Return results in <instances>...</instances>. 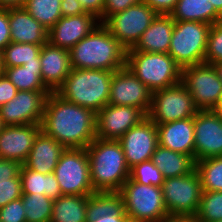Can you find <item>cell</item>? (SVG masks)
<instances>
[{"label":"cell","instance_id":"cell-43","mask_svg":"<svg viewBox=\"0 0 222 222\" xmlns=\"http://www.w3.org/2000/svg\"><path fill=\"white\" fill-rule=\"evenodd\" d=\"M8 8H0V51L11 42Z\"/></svg>","mask_w":222,"mask_h":222},{"label":"cell","instance_id":"cell-24","mask_svg":"<svg viewBox=\"0 0 222 222\" xmlns=\"http://www.w3.org/2000/svg\"><path fill=\"white\" fill-rule=\"evenodd\" d=\"M65 149L62 144L41 130L23 165L41 174L53 173Z\"/></svg>","mask_w":222,"mask_h":222},{"label":"cell","instance_id":"cell-40","mask_svg":"<svg viewBox=\"0 0 222 222\" xmlns=\"http://www.w3.org/2000/svg\"><path fill=\"white\" fill-rule=\"evenodd\" d=\"M21 166L19 162L0 159V183H11V178L20 177Z\"/></svg>","mask_w":222,"mask_h":222},{"label":"cell","instance_id":"cell-4","mask_svg":"<svg viewBox=\"0 0 222 222\" xmlns=\"http://www.w3.org/2000/svg\"><path fill=\"white\" fill-rule=\"evenodd\" d=\"M112 75L113 72L107 70L72 68L56 93L97 113L108 104Z\"/></svg>","mask_w":222,"mask_h":222},{"label":"cell","instance_id":"cell-50","mask_svg":"<svg viewBox=\"0 0 222 222\" xmlns=\"http://www.w3.org/2000/svg\"><path fill=\"white\" fill-rule=\"evenodd\" d=\"M215 68L219 79L222 81V62L212 64Z\"/></svg>","mask_w":222,"mask_h":222},{"label":"cell","instance_id":"cell-5","mask_svg":"<svg viewBox=\"0 0 222 222\" xmlns=\"http://www.w3.org/2000/svg\"><path fill=\"white\" fill-rule=\"evenodd\" d=\"M126 67L152 92L181 82L182 68L168 53L126 51Z\"/></svg>","mask_w":222,"mask_h":222},{"label":"cell","instance_id":"cell-52","mask_svg":"<svg viewBox=\"0 0 222 222\" xmlns=\"http://www.w3.org/2000/svg\"><path fill=\"white\" fill-rule=\"evenodd\" d=\"M125 222H144V221H141V220H137V219H133V218H130L128 217Z\"/></svg>","mask_w":222,"mask_h":222},{"label":"cell","instance_id":"cell-8","mask_svg":"<svg viewBox=\"0 0 222 222\" xmlns=\"http://www.w3.org/2000/svg\"><path fill=\"white\" fill-rule=\"evenodd\" d=\"M53 173L62 195L90 196L95 192L86 148H66Z\"/></svg>","mask_w":222,"mask_h":222},{"label":"cell","instance_id":"cell-42","mask_svg":"<svg viewBox=\"0 0 222 222\" xmlns=\"http://www.w3.org/2000/svg\"><path fill=\"white\" fill-rule=\"evenodd\" d=\"M18 89L4 74H0V107L17 95Z\"/></svg>","mask_w":222,"mask_h":222},{"label":"cell","instance_id":"cell-19","mask_svg":"<svg viewBox=\"0 0 222 222\" xmlns=\"http://www.w3.org/2000/svg\"><path fill=\"white\" fill-rule=\"evenodd\" d=\"M41 124L4 126L0 132V159H8L24 164L33 147Z\"/></svg>","mask_w":222,"mask_h":222},{"label":"cell","instance_id":"cell-36","mask_svg":"<svg viewBox=\"0 0 222 222\" xmlns=\"http://www.w3.org/2000/svg\"><path fill=\"white\" fill-rule=\"evenodd\" d=\"M130 178L142 185L161 187L164 182L162 172L151 161H144L130 169Z\"/></svg>","mask_w":222,"mask_h":222},{"label":"cell","instance_id":"cell-11","mask_svg":"<svg viewBox=\"0 0 222 222\" xmlns=\"http://www.w3.org/2000/svg\"><path fill=\"white\" fill-rule=\"evenodd\" d=\"M199 110L193 97L180 82L153 92L148 117L156 124L169 123L194 117Z\"/></svg>","mask_w":222,"mask_h":222},{"label":"cell","instance_id":"cell-53","mask_svg":"<svg viewBox=\"0 0 222 222\" xmlns=\"http://www.w3.org/2000/svg\"><path fill=\"white\" fill-rule=\"evenodd\" d=\"M3 73L2 69V58H1V51H0V74Z\"/></svg>","mask_w":222,"mask_h":222},{"label":"cell","instance_id":"cell-51","mask_svg":"<svg viewBox=\"0 0 222 222\" xmlns=\"http://www.w3.org/2000/svg\"><path fill=\"white\" fill-rule=\"evenodd\" d=\"M213 111L222 115V94L220 96V99H219V102H218L217 106L215 107V109Z\"/></svg>","mask_w":222,"mask_h":222},{"label":"cell","instance_id":"cell-38","mask_svg":"<svg viewBox=\"0 0 222 222\" xmlns=\"http://www.w3.org/2000/svg\"><path fill=\"white\" fill-rule=\"evenodd\" d=\"M23 209L21 198L9 202L6 206L0 208V222H26Z\"/></svg>","mask_w":222,"mask_h":222},{"label":"cell","instance_id":"cell-35","mask_svg":"<svg viewBox=\"0 0 222 222\" xmlns=\"http://www.w3.org/2000/svg\"><path fill=\"white\" fill-rule=\"evenodd\" d=\"M193 218L196 222L222 220V191H203L198 211Z\"/></svg>","mask_w":222,"mask_h":222},{"label":"cell","instance_id":"cell-15","mask_svg":"<svg viewBox=\"0 0 222 222\" xmlns=\"http://www.w3.org/2000/svg\"><path fill=\"white\" fill-rule=\"evenodd\" d=\"M128 167L151 160L159 145L156 124L147 116L118 139Z\"/></svg>","mask_w":222,"mask_h":222},{"label":"cell","instance_id":"cell-48","mask_svg":"<svg viewBox=\"0 0 222 222\" xmlns=\"http://www.w3.org/2000/svg\"><path fill=\"white\" fill-rule=\"evenodd\" d=\"M162 222H196L193 217H169Z\"/></svg>","mask_w":222,"mask_h":222},{"label":"cell","instance_id":"cell-49","mask_svg":"<svg viewBox=\"0 0 222 222\" xmlns=\"http://www.w3.org/2000/svg\"><path fill=\"white\" fill-rule=\"evenodd\" d=\"M215 10L222 16V0H209Z\"/></svg>","mask_w":222,"mask_h":222},{"label":"cell","instance_id":"cell-20","mask_svg":"<svg viewBox=\"0 0 222 222\" xmlns=\"http://www.w3.org/2000/svg\"><path fill=\"white\" fill-rule=\"evenodd\" d=\"M42 82L50 92H56L64 83L72 67L69 50L44 44L40 50Z\"/></svg>","mask_w":222,"mask_h":222},{"label":"cell","instance_id":"cell-41","mask_svg":"<svg viewBox=\"0 0 222 222\" xmlns=\"http://www.w3.org/2000/svg\"><path fill=\"white\" fill-rule=\"evenodd\" d=\"M142 0H104L103 22L113 14L122 12Z\"/></svg>","mask_w":222,"mask_h":222},{"label":"cell","instance_id":"cell-33","mask_svg":"<svg viewBox=\"0 0 222 222\" xmlns=\"http://www.w3.org/2000/svg\"><path fill=\"white\" fill-rule=\"evenodd\" d=\"M62 0H26L25 10L47 30L52 28L62 17L60 3Z\"/></svg>","mask_w":222,"mask_h":222},{"label":"cell","instance_id":"cell-12","mask_svg":"<svg viewBox=\"0 0 222 222\" xmlns=\"http://www.w3.org/2000/svg\"><path fill=\"white\" fill-rule=\"evenodd\" d=\"M157 15L142 1L111 15L102 24L126 50H129L136 45Z\"/></svg>","mask_w":222,"mask_h":222},{"label":"cell","instance_id":"cell-16","mask_svg":"<svg viewBox=\"0 0 222 222\" xmlns=\"http://www.w3.org/2000/svg\"><path fill=\"white\" fill-rule=\"evenodd\" d=\"M146 117L137 107L107 104L96 113V138L118 140Z\"/></svg>","mask_w":222,"mask_h":222},{"label":"cell","instance_id":"cell-39","mask_svg":"<svg viewBox=\"0 0 222 222\" xmlns=\"http://www.w3.org/2000/svg\"><path fill=\"white\" fill-rule=\"evenodd\" d=\"M22 197L21 177L11 178V183H0V208Z\"/></svg>","mask_w":222,"mask_h":222},{"label":"cell","instance_id":"cell-14","mask_svg":"<svg viewBox=\"0 0 222 222\" xmlns=\"http://www.w3.org/2000/svg\"><path fill=\"white\" fill-rule=\"evenodd\" d=\"M152 97L153 92L127 67L113 72L108 104L137 107L148 115Z\"/></svg>","mask_w":222,"mask_h":222},{"label":"cell","instance_id":"cell-22","mask_svg":"<svg viewBox=\"0 0 222 222\" xmlns=\"http://www.w3.org/2000/svg\"><path fill=\"white\" fill-rule=\"evenodd\" d=\"M156 126L160 146L194 158V117Z\"/></svg>","mask_w":222,"mask_h":222},{"label":"cell","instance_id":"cell-17","mask_svg":"<svg viewBox=\"0 0 222 222\" xmlns=\"http://www.w3.org/2000/svg\"><path fill=\"white\" fill-rule=\"evenodd\" d=\"M222 156V115L198 111L194 116V159Z\"/></svg>","mask_w":222,"mask_h":222},{"label":"cell","instance_id":"cell-31","mask_svg":"<svg viewBox=\"0 0 222 222\" xmlns=\"http://www.w3.org/2000/svg\"><path fill=\"white\" fill-rule=\"evenodd\" d=\"M43 45L10 42L1 52L2 69L22 66L25 63L40 62Z\"/></svg>","mask_w":222,"mask_h":222},{"label":"cell","instance_id":"cell-34","mask_svg":"<svg viewBox=\"0 0 222 222\" xmlns=\"http://www.w3.org/2000/svg\"><path fill=\"white\" fill-rule=\"evenodd\" d=\"M203 191H222V156L196 161Z\"/></svg>","mask_w":222,"mask_h":222},{"label":"cell","instance_id":"cell-2","mask_svg":"<svg viewBox=\"0 0 222 222\" xmlns=\"http://www.w3.org/2000/svg\"><path fill=\"white\" fill-rule=\"evenodd\" d=\"M126 51L109 30L100 23L69 50L71 67L118 71L126 67Z\"/></svg>","mask_w":222,"mask_h":222},{"label":"cell","instance_id":"cell-30","mask_svg":"<svg viewBox=\"0 0 222 222\" xmlns=\"http://www.w3.org/2000/svg\"><path fill=\"white\" fill-rule=\"evenodd\" d=\"M87 196L61 195L54 199L50 222H87Z\"/></svg>","mask_w":222,"mask_h":222},{"label":"cell","instance_id":"cell-29","mask_svg":"<svg viewBox=\"0 0 222 222\" xmlns=\"http://www.w3.org/2000/svg\"><path fill=\"white\" fill-rule=\"evenodd\" d=\"M3 73L18 91H49L42 82L41 62H30L22 66L5 68Z\"/></svg>","mask_w":222,"mask_h":222},{"label":"cell","instance_id":"cell-54","mask_svg":"<svg viewBox=\"0 0 222 222\" xmlns=\"http://www.w3.org/2000/svg\"><path fill=\"white\" fill-rule=\"evenodd\" d=\"M4 124H3V122H2V119L0 118V132H1V130L4 128Z\"/></svg>","mask_w":222,"mask_h":222},{"label":"cell","instance_id":"cell-18","mask_svg":"<svg viewBox=\"0 0 222 222\" xmlns=\"http://www.w3.org/2000/svg\"><path fill=\"white\" fill-rule=\"evenodd\" d=\"M99 24V19L87 12L78 16L61 17L48 30L47 42L52 46L70 50Z\"/></svg>","mask_w":222,"mask_h":222},{"label":"cell","instance_id":"cell-44","mask_svg":"<svg viewBox=\"0 0 222 222\" xmlns=\"http://www.w3.org/2000/svg\"><path fill=\"white\" fill-rule=\"evenodd\" d=\"M157 14L170 15L178 0H142Z\"/></svg>","mask_w":222,"mask_h":222},{"label":"cell","instance_id":"cell-6","mask_svg":"<svg viewBox=\"0 0 222 222\" xmlns=\"http://www.w3.org/2000/svg\"><path fill=\"white\" fill-rule=\"evenodd\" d=\"M210 28L208 23L175 21L168 54L181 68L205 62Z\"/></svg>","mask_w":222,"mask_h":222},{"label":"cell","instance_id":"cell-46","mask_svg":"<svg viewBox=\"0 0 222 222\" xmlns=\"http://www.w3.org/2000/svg\"><path fill=\"white\" fill-rule=\"evenodd\" d=\"M60 8L62 17L78 16L86 13L78 0H62Z\"/></svg>","mask_w":222,"mask_h":222},{"label":"cell","instance_id":"cell-9","mask_svg":"<svg viewBox=\"0 0 222 222\" xmlns=\"http://www.w3.org/2000/svg\"><path fill=\"white\" fill-rule=\"evenodd\" d=\"M161 189L169 217L196 215L203 192L196 169L188 175L165 178Z\"/></svg>","mask_w":222,"mask_h":222},{"label":"cell","instance_id":"cell-10","mask_svg":"<svg viewBox=\"0 0 222 222\" xmlns=\"http://www.w3.org/2000/svg\"><path fill=\"white\" fill-rule=\"evenodd\" d=\"M181 83L199 111L215 109L222 94V81L212 64L203 62L182 68Z\"/></svg>","mask_w":222,"mask_h":222},{"label":"cell","instance_id":"cell-3","mask_svg":"<svg viewBox=\"0 0 222 222\" xmlns=\"http://www.w3.org/2000/svg\"><path fill=\"white\" fill-rule=\"evenodd\" d=\"M86 150L95 192H119L130 177V168L119 141L95 138Z\"/></svg>","mask_w":222,"mask_h":222},{"label":"cell","instance_id":"cell-27","mask_svg":"<svg viewBox=\"0 0 222 222\" xmlns=\"http://www.w3.org/2000/svg\"><path fill=\"white\" fill-rule=\"evenodd\" d=\"M170 16L174 21L203 22L213 25L222 20L209 0H178Z\"/></svg>","mask_w":222,"mask_h":222},{"label":"cell","instance_id":"cell-32","mask_svg":"<svg viewBox=\"0 0 222 222\" xmlns=\"http://www.w3.org/2000/svg\"><path fill=\"white\" fill-rule=\"evenodd\" d=\"M26 222H50L54 199L44 194L22 193Z\"/></svg>","mask_w":222,"mask_h":222},{"label":"cell","instance_id":"cell-25","mask_svg":"<svg viewBox=\"0 0 222 222\" xmlns=\"http://www.w3.org/2000/svg\"><path fill=\"white\" fill-rule=\"evenodd\" d=\"M174 24L170 15L158 14L136 45L127 51L168 53Z\"/></svg>","mask_w":222,"mask_h":222},{"label":"cell","instance_id":"cell-26","mask_svg":"<svg viewBox=\"0 0 222 222\" xmlns=\"http://www.w3.org/2000/svg\"><path fill=\"white\" fill-rule=\"evenodd\" d=\"M151 161L162 172L164 178L188 175L196 169L191 155L175 152L160 145L154 151Z\"/></svg>","mask_w":222,"mask_h":222},{"label":"cell","instance_id":"cell-1","mask_svg":"<svg viewBox=\"0 0 222 222\" xmlns=\"http://www.w3.org/2000/svg\"><path fill=\"white\" fill-rule=\"evenodd\" d=\"M41 130L65 148H87L96 138V113L51 92L45 102Z\"/></svg>","mask_w":222,"mask_h":222},{"label":"cell","instance_id":"cell-23","mask_svg":"<svg viewBox=\"0 0 222 222\" xmlns=\"http://www.w3.org/2000/svg\"><path fill=\"white\" fill-rule=\"evenodd\" d=\"M8 14L11 42L35 45L47 43L48 30L35 20L24 7H10Z\"/></svg>","mask_w":222,"mask_h":222},{"label":"cell","instance_id":"cell-7","mask_svg":"<svg viewBox=\"0 0 222 222\" xmlns=\"http://www.w3.org/2000/svg\"><path fill=\"white\" fill-rule=\"evenodd\" d=\"M119 193L128 217L144 222H162L169 218L161 187L142 185L129 177Z\"/></svg>","mask_w":222,"mask_h":222},{"label":"cell","instance_id":"cell-45","mask_svg":"<svg viewBox=\"0 0 222 222\" xmlns=\"http://www.w3.org/2000/svg\"><path fill=\"white\" fill-rule=\"evenodd\" d=\"M85 12L95 15L103 23L104 0H78Z\"/></svg>","mask_w":222,"mask_h":222},{"label":"cell","instance_id":"cell-28","mask_svg":"<svg viewBox=\"0 0 222 222\" xmlns=\"http://www.w3.org/2000/svg\"><path fill=\"white\" fill-rule=\"evenodd\" d=\"M20 177L22 181V193H39L52 199H57L62 195L54 173L41 174L22 165Z\"/></svg>","mask_w":222,"mask_h":222},{"label":"cell","instance_id":"cell-21","mask_svg":"<svg viewBox=\"0 0 222 222\" xmlns=\"http://www.w3.org/2000/svg\"><path fill=\"white\" fill-rule=\"evenodd\" d=\"M87 222H125L124 202L119 192H94L87 196Z\"/></svg>","mask_w":222,"mask_h":222},{"label":"cell","instance_id":"cell-47","mask_svg":"<svg viewBox=\"0 0 222 222\" xmlns=\"http://www.w3.org/2000/svg\"><path fill=\"white\" fill-rule=\"evenodd\" d=\"M26 0H0V8L23 7Z\"/></svg>","mask_w":222,"mask_h":222},{"label":"cell","instance_id":"cell-13","mask_svg":"<svg viewBox=\"0 0 222 222\" xmlns=\"http://www.w3.org/2000/svg\"><path fill=\"white\" fill-rule=\"evenodd\" d=\"M50 91H18L17 95L0 107L5 126L41 124Z\"/></svg>","mask_w":222,"mask_h":222},{"label":"cell","instance_id":"cell-37","mask_svg":"<svg viewBox=\"0 0 222 222\" xmlns=\"http://www.w3.org/2000/svg\"><path fill=\"white\" fill-rule=\"evenodd\" d=\"M205 62L209 64L222 62V20L211 25L208 34Z\"/></svg>","mask_w":222,"mask_h":222}]
</instances>
